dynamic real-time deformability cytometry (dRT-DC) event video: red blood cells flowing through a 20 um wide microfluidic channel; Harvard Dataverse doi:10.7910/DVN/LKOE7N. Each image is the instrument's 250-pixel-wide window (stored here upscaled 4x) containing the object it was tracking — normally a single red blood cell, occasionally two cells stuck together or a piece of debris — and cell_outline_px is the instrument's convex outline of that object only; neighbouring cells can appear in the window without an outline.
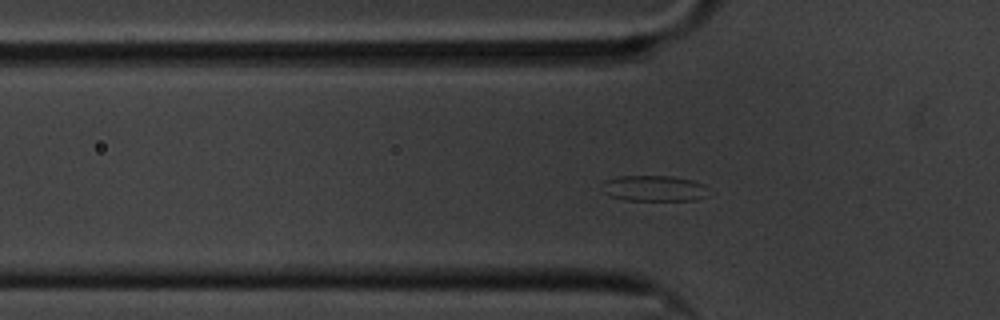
{"species": "common noctule bat (a hibernating species)", "species_latin": "Nyctalus noctula", "temperature_condition": "cold", "stored_images_in_passage": 46, "camera_frame_rate_fps": 3000, "um_per_image_px": 0.085, "animal": {"sex": "male", "body_mass_g": 20.1, "forearm_length_mm": 53.5}, "frame": {"image": 1, "passage_image": 4, "time_ms": 1.0, "image_size_px": [1000, 320], "cell_outline_px": [[712, 196], [696, 200], [624, 200], [612, 196], [604, 192], [604, 180], [616, 176], [672, 176], [692, 180], [704, 184]], "centroid_in_image_um": [55.68, 16.01], "position_along_channel_um": 70.1, "area_um2": 16.18}}
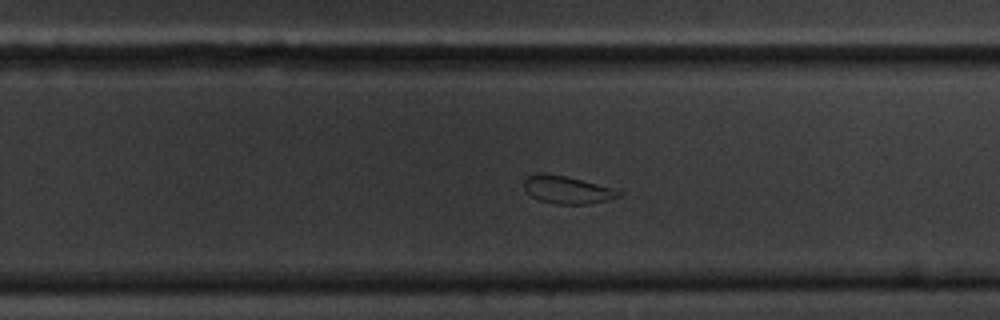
{"frame": {"image": 2, "passage_image": 23, "time_ms": 7.333, "image_size_px": [1000, 320], "cell_outline_px": [[624, 192], [620, 196], [608, 200], [588, 204], [556, 204], [540, 200], [532, 196], [524, 188], [524, 180], [528, 176], [536, 172], [544, 172], [564, 176], [612, 188]], "centroid_in_image_um": [48.19, 16.13], "position_along_channel_um": 281.6, "area_um2": 15.14}}
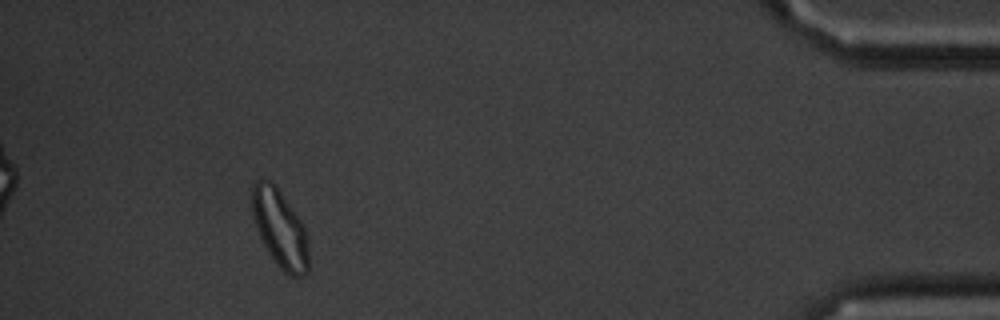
{"frame": {"image": 3, "passage_image": 40, "time_ms": 13.0, "image_size_px": [1000, 320], "cell_outline_px": [[308, 272], [300, 276], [288, 276], [280, 268], [264, 244], [260, 236], [252, 212], [252, 184], [256, 180], [272, 180], [276, 184], [300, 220], [304, 228], [308, 244]], "centroid_in_image_um": [23.8, 19.4], "position_along_channel_um": 411.4, "area_um2": 25.32}, "authors_computed_cell_mechanics": {"area_um2": 16.7042, "velocity_mm_per_s": 3.3352, "shape_relaxation_time_tau1_ms": 6.3315, "shape_relaxation_time_tau2_ms": 3.0515, "deformation_change_tau1": 0.1385, "deformation_change_tau2": 0.049}}